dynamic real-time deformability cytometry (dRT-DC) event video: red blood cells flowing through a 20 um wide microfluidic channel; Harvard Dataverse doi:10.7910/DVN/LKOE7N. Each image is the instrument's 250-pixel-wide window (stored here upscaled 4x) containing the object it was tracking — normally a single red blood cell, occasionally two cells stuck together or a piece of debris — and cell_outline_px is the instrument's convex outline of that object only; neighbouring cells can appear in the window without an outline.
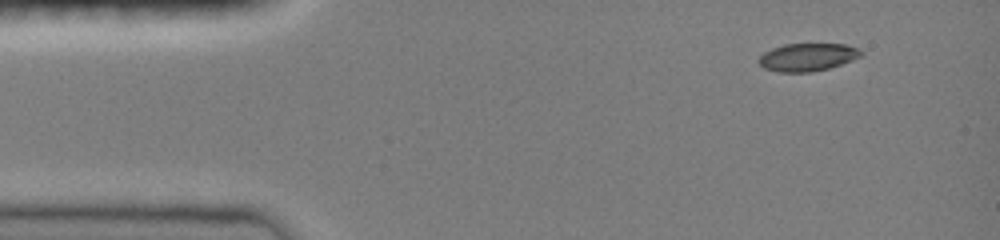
{"species": "common noctule bat (a hibernating species)", "species_latin": "Nyctalus noctula", "temperature_condition": "room temperature", "stored_images_in_passage": 7, "camera_frame_rate_fps": 3000, "um_per_image_px": 0.085, "animal": {"sex": "female", "body_mass_g": 19.0, "forearm_length_mm": 51.5}, "frame": {"image": 1, "passage_image": 1, "time_ms": 0.0, "image_size_px": [1000, 240], "cell_outline_px": [[864, 52], [860, 56], [852, 60], [828, 68], [812, 72], [780, 72], [764, 68], [756, 60], [764, 52], [772, 48], [784, 44], [844, 44], [860, 48]], "centroid_in_image_um": [68.63, 4.85], "position_along_channel_um": 16.4, "area_um2": 16.59}}
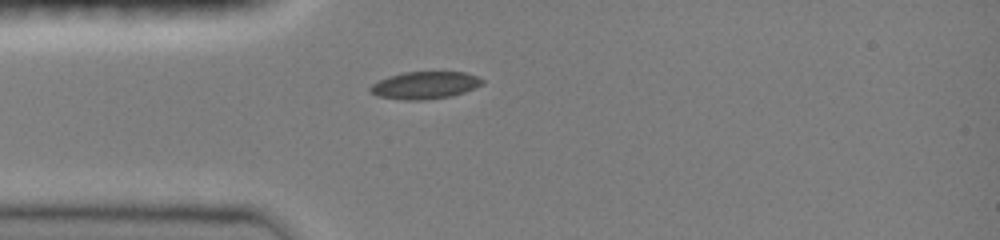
{"frame": {"image": 2, "passage_image": 6, "time_ms": 1.667, "image_size_px": [1000, 240], "cell_outline_px": [[484, 84], [464, 92], [452, 96], [424, 100], [404, 100], [376, 96], [368, 88], [372, 84], [388, 76], [404, 72], [464, 72], [476, 76], [484, 80]], "centroid_in_image_um": [36.11, 7.25], "position_along_channel_um": 48.9, "area_um2": 17.86}}